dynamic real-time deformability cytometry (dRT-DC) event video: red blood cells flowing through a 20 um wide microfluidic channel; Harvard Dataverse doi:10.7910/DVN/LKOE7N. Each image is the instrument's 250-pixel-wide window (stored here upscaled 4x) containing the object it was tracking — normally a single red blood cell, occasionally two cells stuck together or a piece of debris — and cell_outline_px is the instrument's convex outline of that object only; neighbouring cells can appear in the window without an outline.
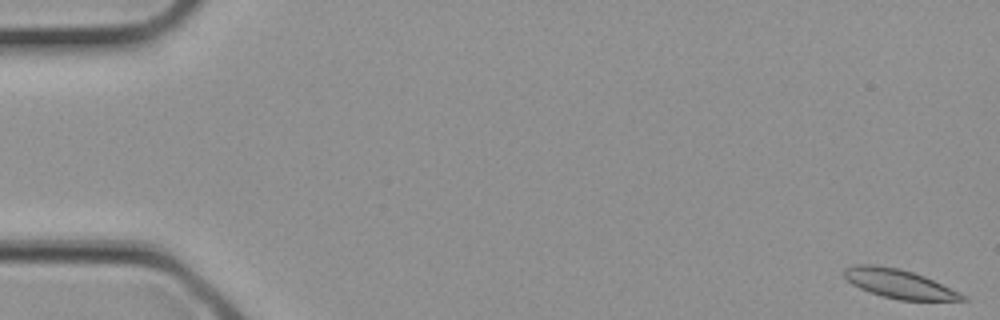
{"species": "common noctule bat (a hibernating species)", "species_latin": "Nyctalus noctula", "temperature_condition": "cold", "stored_images_in_passage": 3, "camera_frame_rate_fps": 3000, "um_per_image_px": 0.085, "animal": {"sex": "female", "body_mass_g": 21.9}, "frame": {"image": 1, "passage_image": 1, "time_ms": 0.0, "image_size_px": [1000, 320], "cell_outline_px": [[968, 300], [900, 300], [884, 296], [860, 288], [852, 284], [844, 276], [844, 268], [856, 264], [876, 264], [896, 268], [912, 272], [924, 276], [960, 292], [968, 296]], "centroid_in_image_um": [76.43, 24.11], "position_along_channel_um": 8.6, "area_um2": 19.71}}
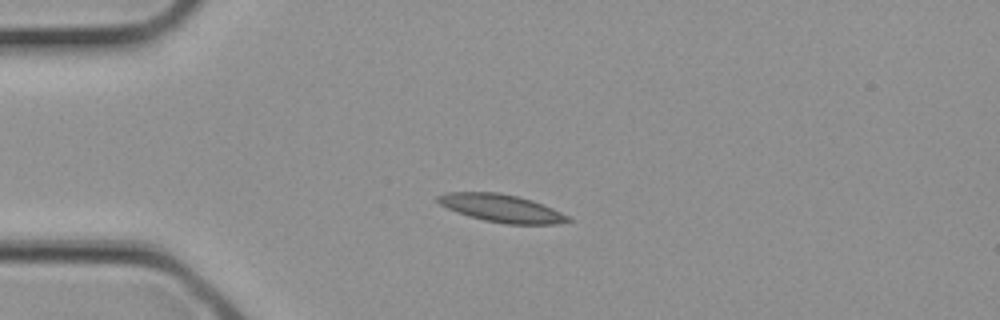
{"frame": {"image": 2, "passage_image": 3, "time_ms": 0.667, "image_size_px": [1000, 320], "cell_outline_px": [[572, 220], [556, 224], [508, 224], [484, 220], [468, 216], [448, 208], [440, 204], [436, 200], [436, 196], [448, 192], [500, 192], [532, 200], [544, 204], [568, 216]], "centroid_in_image_um": [42.62, 17.69], "position_along_channel_um": 42.4, "area_um2": 20.92}}